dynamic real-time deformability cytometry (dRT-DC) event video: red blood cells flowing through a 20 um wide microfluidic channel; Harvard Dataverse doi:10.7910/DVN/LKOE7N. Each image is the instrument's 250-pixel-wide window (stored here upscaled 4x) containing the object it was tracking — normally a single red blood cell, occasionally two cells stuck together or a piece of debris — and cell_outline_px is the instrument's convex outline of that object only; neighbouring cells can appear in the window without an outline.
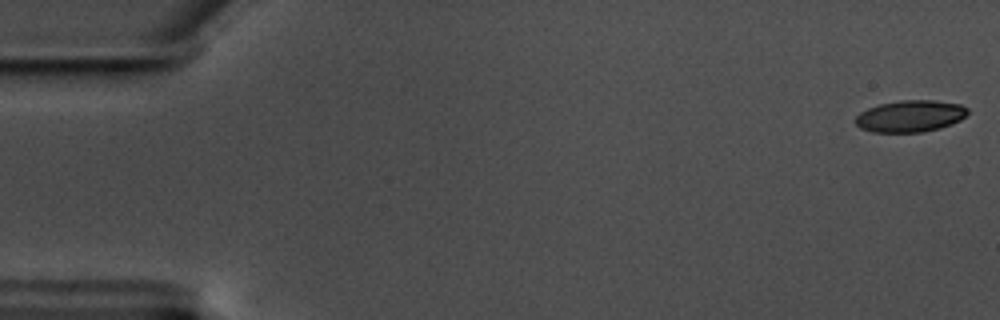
{"species": "common noctule bat (a hibernating species)", "species_latin": "Nyctalus noctula", "temperature_condition": "warm", "stored_images_in_passage": 55, "camera_frame_rate_fps": 3000, "um_per_image_px": 0.085, "animal": {"sex": "male", "body_mass_g": 17.5, "forearm_length_mm": 52.3}, "frame": {"image": 1, "passage_image": 1, "time_ms": 0.0, "image_size_px": [1000, 320], "cell_outline_px": [[968, 112], [960, 120], [952, 124], [940, 128], [924, 132], [872, 132], [860, 128], [852, 120], [860, 112], [868, 108], [880, 104], [900, 100], [932, 100], [960, 104], [968, 108]], "centroid_in_image_um": [77.35, 9.87], "position_along_channel_um": 7.7, "area_um2": 20.87}}
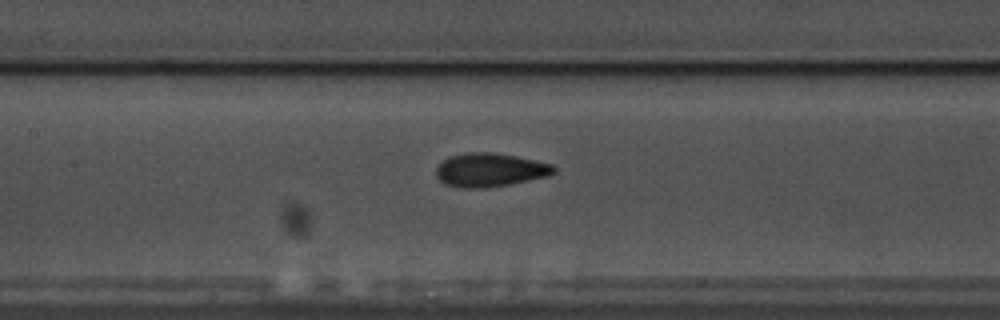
{"frame": {"image": 2, "passage_image": 27, "time_ms": 8.667, "image_size_px": [1000, 320], "cell_outline_px": [[556, 172], [548, 176], [508, 184], [484, 188], [456, 188], [444, 184], [436, 176], [436, 168], [448, 156], [468, 152], [492, 152], [516, 156], [552, 164], [556, 168]], "centroid_in_image_um": [41.62, 14.45], "position_along_channel_um": 165.8, "area_um2": 23.12}}
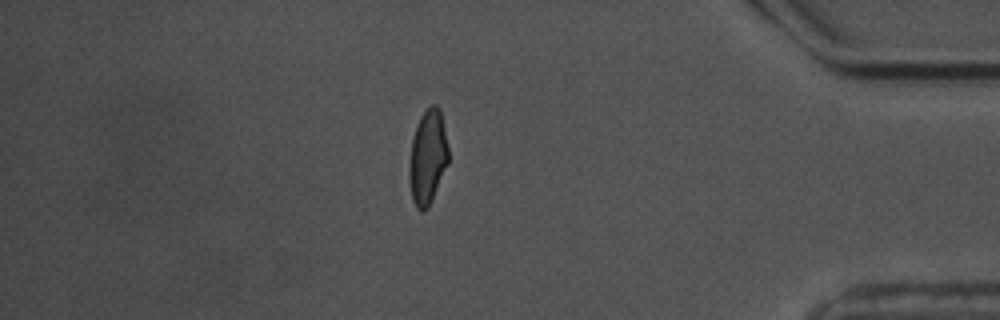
{"frame": {"image": 3, "passage_image": 50, "time_ms": 16.333, "image_size_px": [1000, 320], "cell_outline_px": [[448, 164], [428, 208], [424, 212], [420, 212], [416, 208], [412, 200], [408, 180], [408, 168], [412, 140], [416, 124], [420, 116], [432, 104], [436, 104], [440, 108], [448, 148]], "centroid_in_image_um": [36.33, 13.39], "position_along_channel_um": 398.9, "area_um2": 21.79}, "authors_computed_cell_mechanics": {"area_um2": 21.9062, "velocity_mm_per_s": 3.5194, "shape_relaxation_time_tau1_ms": 6.1296, "shape_relaxation_time_tau2_ms": 1.2096, "deformation_change_tau1": 0.1537, "deformation_change_tau2": 0.0869}}